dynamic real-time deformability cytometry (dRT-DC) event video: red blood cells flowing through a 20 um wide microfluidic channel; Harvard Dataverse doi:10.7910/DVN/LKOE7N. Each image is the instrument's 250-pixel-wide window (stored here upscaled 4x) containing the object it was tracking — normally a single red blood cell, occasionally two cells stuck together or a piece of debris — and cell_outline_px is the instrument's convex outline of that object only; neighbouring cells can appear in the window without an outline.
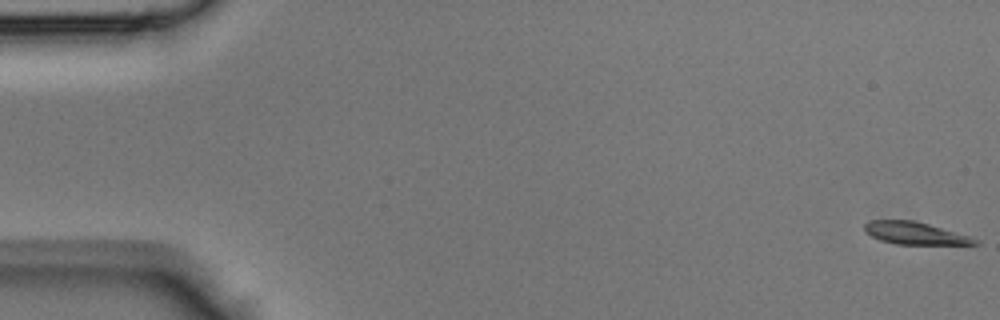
{"species": "Egyptian fruit bat (a non-hibernating species)", "species_latin": "Rousettus aegyptiacus", "temperature_condition": "room temperature", "stored_images_in_passage": 44, "camera_frame_rate_fps": 3000, "um_per_image_px": 0.085, "animal": {"sex": "male"}, "frame": {"image": 1, "passage_image": 1, "time_ms": 0.0, "image_size_px": [1000, 320], "cell_outline_px": [[980, 244], [896, 244], [880, 240], [864, 232], [864, 224], [868, 220], [912, 220], [928, 224], [968, 236], [980, 240]], "centroid_in_image_um": [77.72, 19.82], "position_along_channel_um": 7.3, "area_um2": 14.22}}
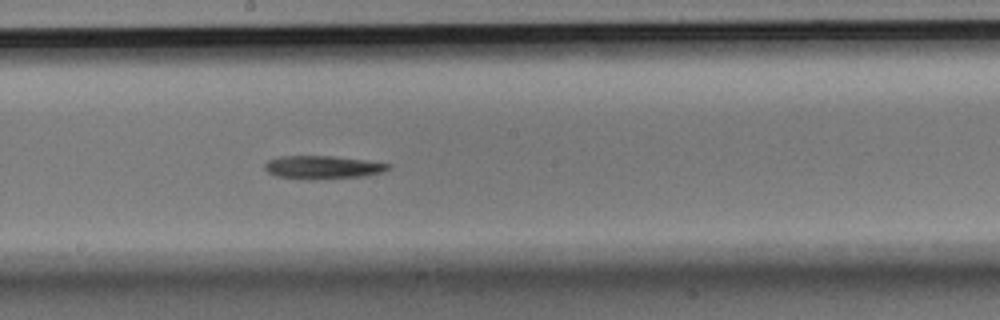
{"frame": {"image": 2, "passage_image": 24, "time_ms": 7.667, "image_size_px": [1000, 320], "cell_outline_px": [[392, 164], [388, 168], [380, 172], [364, 176], [312, 180], [308, 180], [276, 176], [268, 172], [264, 168], [264, 164], [268, 160], [280, 156], [332, 156], [364, 160]], "centroid_in_image_um": [27.37, 14.22], "position_along_channel_um": 220.8, "area_um2": 16.65}}
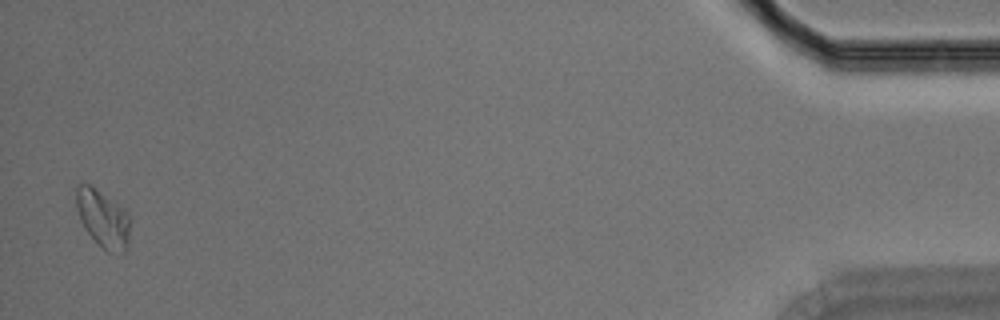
{"frame": {"image": 3, "passage_image": 43, "time_ms": 14.0, "image_size_px": [1000, 320], "cell_outline_px": [[128, 248], [124, 252], [108, 252], [88, 232], [80, 220], [76, 208], [76, 188], [80, 184], [88, 184], [116, 204], [128, 216]], "centroid_in_image_um": [8.71, 18.61], "position_along_channel_um": 426.5, "area_um2": 17.11}}